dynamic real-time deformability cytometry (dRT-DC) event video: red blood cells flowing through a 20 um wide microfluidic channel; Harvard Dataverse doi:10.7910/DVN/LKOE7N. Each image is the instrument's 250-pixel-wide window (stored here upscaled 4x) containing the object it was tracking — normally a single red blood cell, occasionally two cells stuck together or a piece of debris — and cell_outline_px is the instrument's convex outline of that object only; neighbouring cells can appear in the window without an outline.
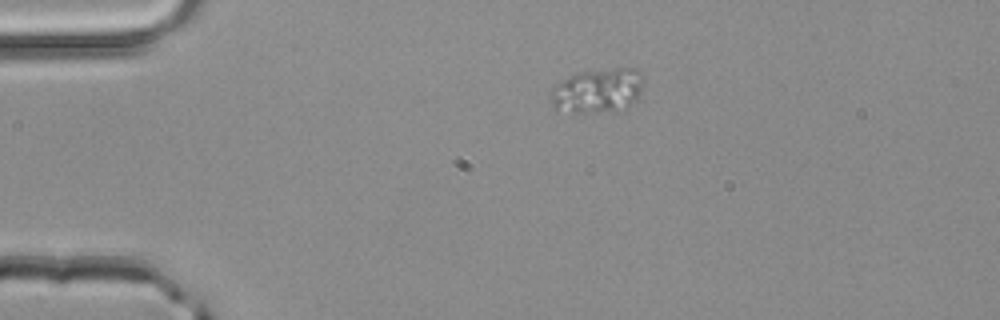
{"species": "common noctule bat (a hibernating species)", "species_latin": "Nyctalus noctula", "temperature_condition": "room temperature", "stored_images_in_passage": 49, "segment_of_instrument_passage": [2, 2], "camera_frame_rate_fps": 3000, "um_per_image_px": 0.085, "animal": {"sex": "male", "body_mass_g": 20.4}, "frame": {"image": 1, "passage_image": 10, "time_ms": 3.0, "image_size_px": [1000, 320], "cell_outline_px": [[640, 92], [636, 100], [628, 108], [608, 112], [556, 112], [552, 108], [552, 88], [556, 84], [580, 72], [612, 68], [636, 68], [640, 72]], "centroid_in_image_um": [50.78, 7.74], "position_along_channel_um": 34.2, "area_um2": 23.93}}
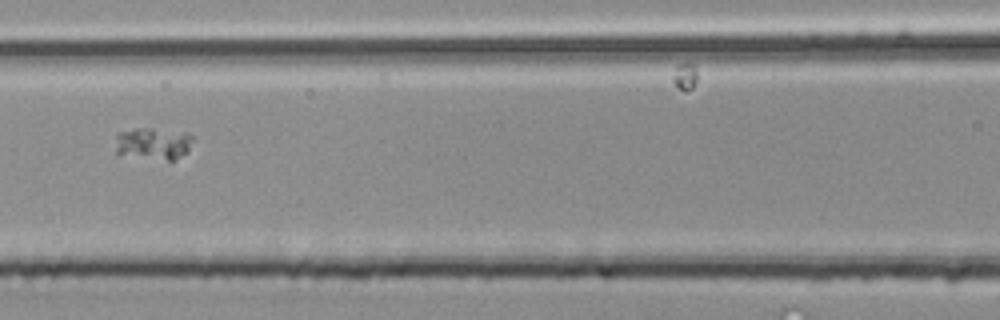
{"frame": {"image": 2, "passage_image": 22, "time_ms": 7.0, "image_size_px": [1000, 320], "cell_outline_px": [[192, 140], [188, 152], [176, 160], [168, 160], [116, 152], [116, 132], [136, 128], [144, 128], [188, 132], [192, 136]], "centroid_in_image_um": [13.07, 12.17], "position_along_channel_um": 153.5, "area_um2": 14.22}}